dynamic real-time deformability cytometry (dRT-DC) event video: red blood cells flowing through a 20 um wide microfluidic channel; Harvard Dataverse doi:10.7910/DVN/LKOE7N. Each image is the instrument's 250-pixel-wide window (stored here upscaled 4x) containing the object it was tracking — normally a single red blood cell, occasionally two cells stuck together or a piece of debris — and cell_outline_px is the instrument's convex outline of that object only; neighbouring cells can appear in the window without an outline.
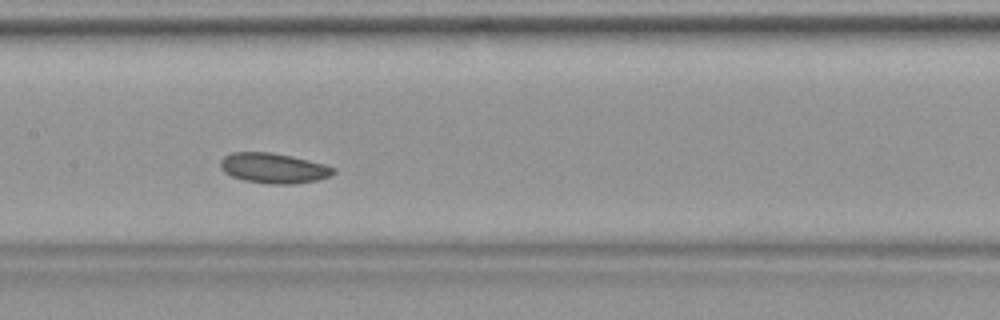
{"species": "common noctule bat (a hibernating species)", "species_latin": "Nyctalus noctula", "temperature_condition": "warm", "stored_images_in_passage": 39, "camera_frame_rate_fps": 3000, "um_per_image_px": 0.085, "animal": {"sex": "female", "body_mass_g": 19.9}, "frame": {"image": 1, "passage_image": 17, "time_ms": 5.333, "image_size_px": [1000, 320], "cell_outline_px": [[336, 172], [328, 176], [316, 180], [292, 184], [268, 184], [244, 180], [232, 176], [224, 172], [220, 168], [220, 160], [224, 156], [232, 152], [272, 152], [292, 156], [324, 164], [336, 168]], "centroid_in_image_um": [23.23, 14.28], "position_along_channel_um": 184.2, "area_um2": 19.88}}